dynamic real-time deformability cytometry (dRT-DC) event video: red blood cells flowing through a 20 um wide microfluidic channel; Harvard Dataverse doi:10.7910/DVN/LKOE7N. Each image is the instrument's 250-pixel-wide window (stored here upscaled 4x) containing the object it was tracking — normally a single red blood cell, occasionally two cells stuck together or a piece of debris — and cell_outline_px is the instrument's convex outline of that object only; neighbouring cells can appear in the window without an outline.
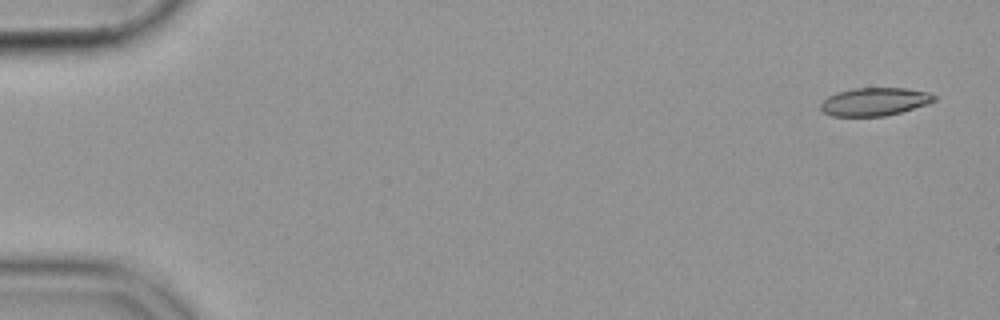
{"species": "common noctule bat (a hibernating species)", "species_latin": "Nyctalus noctula", "temperature_condition": "cold", "stored_images_in_passage": 54, "camera_frame_rate_fps": 3000, "um_per_image_px": 0.085, "animal": {"sex": "female", "body_mass_g": 19.9}, "frame": {"image": 1, "passage_image": 1, "time_ms": 0.0, "image_size_px": [1000, 320], "cell_outline_px": [[936, 100], [900, 112], [884, 116], [832, 116], [824, 112], [820, 108], [820, 104], [828, 96], [836, 92], [856, 88], [904, 88], [928, 92], [936, 96]], "centroid_in_image_um": [74.3, 8.64], "position_along_channel_um": 10.7, "area_um2": 18.32}}
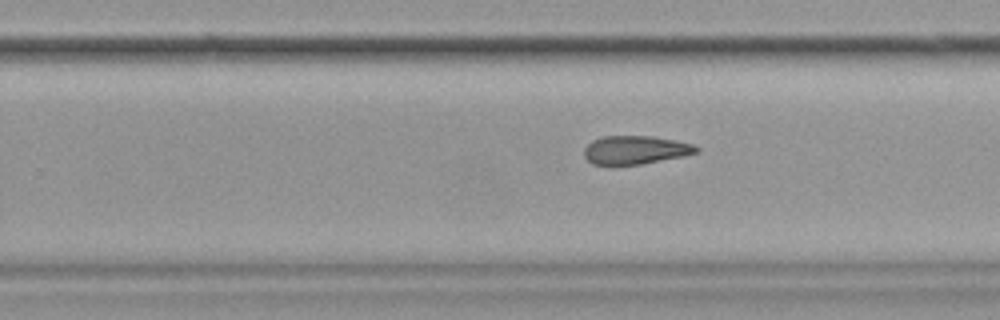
{"frame": {"image": 2, "passage_image": 34, "time_ms": 11.0, "image_size_px": [1000, 320], "cell_outline_px": [[700, 148], [696, 152], [684, 156], [640, 164], [612, 168], [592, 164], [584, 156], [584, 148], [592, 140], [604, 136], [652, 136], [692, 144]], "centroid_in_image_um": [53.92, 12.79], "position_along_channel_um": 275.9, "area_um2": 19.02}}
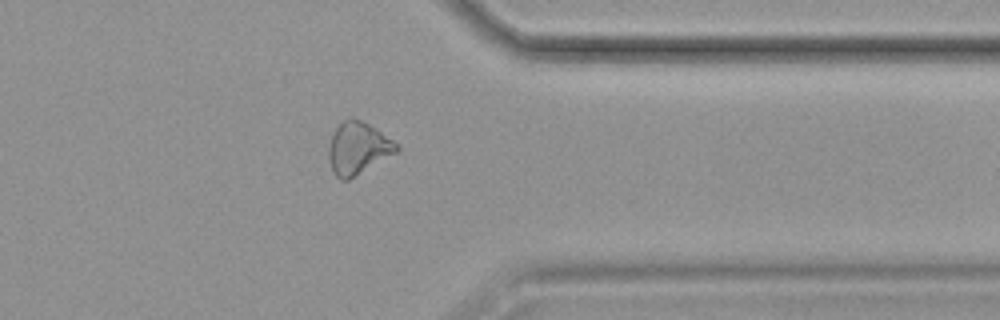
{"frame": {"image": 3, "passage_image": 43, "time_ms": 14.0, "image_size_px": [1000, 320], "cell_outline_px": [[400, 152], [348, 180], [340, 180], [332, 172], [328, 156], [328, 148], [332, 136], [336, 128], [344, 120], [352, 116], [376, 128], [400, 144]], "centroid_in_image_um": [30.47, 12.61], "position_along_channel_um": 380.9, "area_um2": 21.04}}